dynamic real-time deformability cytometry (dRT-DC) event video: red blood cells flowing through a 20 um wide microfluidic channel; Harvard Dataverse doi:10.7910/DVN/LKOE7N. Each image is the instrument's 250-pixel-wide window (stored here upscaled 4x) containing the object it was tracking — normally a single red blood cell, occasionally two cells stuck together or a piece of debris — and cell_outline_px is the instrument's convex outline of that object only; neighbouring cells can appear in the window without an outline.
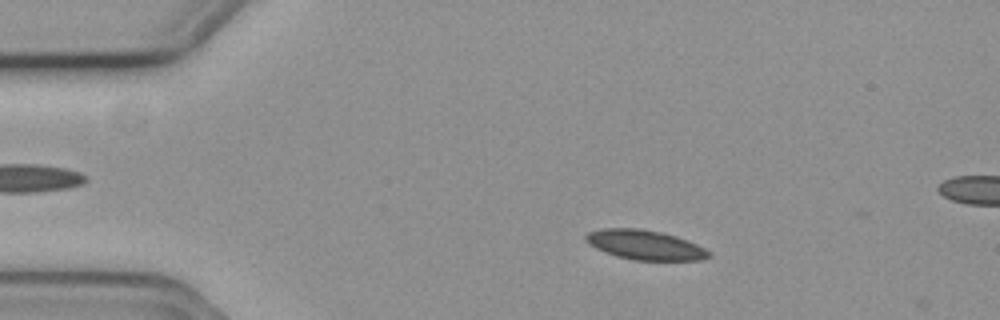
{"species": "common noctule bat (a hibernating species)", "species_latin": "Nyctalus noctula", "temperature_condition": "cold", "stored_images_in_passage": 14, "camera_frame_rate_fps": 3000, "um_per_image_px": 0.085, "animal": {"sex": "female", "body_mass_g": 19.3, "forearm_length_mm": 54.1}, "frame": {"image": 1, "passage_image": 10, "time_ms": 3.0, "image_size_px": [1000, 320], "cell_outline_px": [[712, 256], [704, 260], [632, 260], [616, 256], [604, 252], [588, 244], [584, 240], [584, 236], [588, 232], [604, 228], [640, 228], [660, 232], [676, 236], [688, 240], [712, 252]], "centroid_in_image_um": [54.83, 20.82], "position_along_channel_um": 30.2, "area_um2": 21.44}}